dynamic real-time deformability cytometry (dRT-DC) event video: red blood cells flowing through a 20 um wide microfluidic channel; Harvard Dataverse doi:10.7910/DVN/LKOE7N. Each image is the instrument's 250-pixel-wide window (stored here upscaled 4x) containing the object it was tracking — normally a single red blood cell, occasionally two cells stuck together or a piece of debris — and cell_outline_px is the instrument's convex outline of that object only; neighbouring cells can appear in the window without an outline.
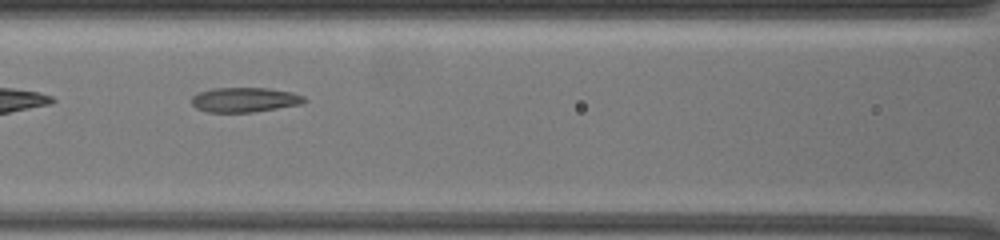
{"species": "common noctule bat (a hibernating species)", "species_latin": "Nyctalus noctula", "temperature_condition": "warm", "stored_images_in_passage": 33, "camera_frame_rate_fps": 3000, "um_per_image_px": 0.085, "animal": {"sex": "female", "body_mass_g": 19.5, "forearm_length_mm": 54.1}, "frame": {"image": 1, "passage_image": 11, "time_ms": 7.333, "image_size_px": [1000, 240], "cell_outline_px": [[308, 100], [300, 104], [252, 112], [208, 112], [196, 108], [192, 104], [192, 96], [196, 92], [212, 88], [268, 88], [292, 92], [304, 96]], "centroid_in_image_um": [20.77, 8.47], "position_along_channel_um": 145.8, "area_um2": 16.24}}
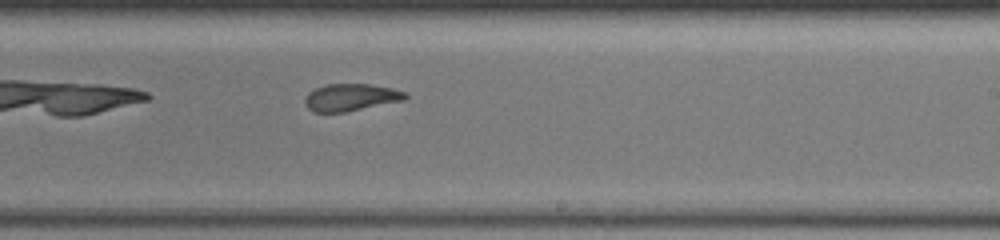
{"frame": {"image": 2, "passage_image": 18, "time_ms": 10.667, "image_size_px": [1000, 240], "cell_outline_px": [[408, 96], [404, 100], [344, 112], [312, 112], [304, 104], [304, 100], [308, 92], [316, 88], [328, 84], [368, 84], [392, 88], [408, 92]], "centroid_in_image_um": [29.81, 8.27], "position_along_channel_um": 259.2, "area_um2": 15.9}}
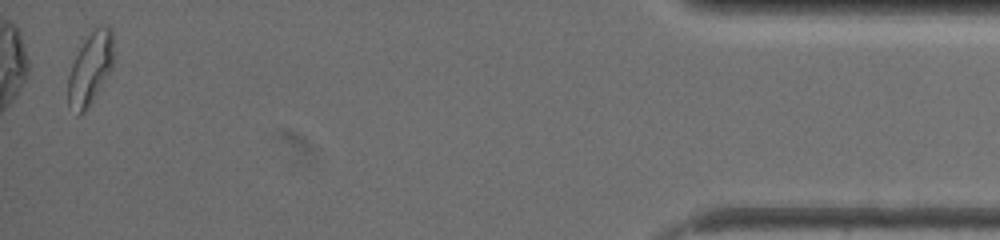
{"frame": {"image": 3, "passage_image": 32, "time_ms": 17.667, "image_size_px": [1000, 240], "cell_outline_px": [[112, 68], [84, 112], [80, 112], [68, 104], [68, 76], [72, 64], [84, 40], [100, 24], [108, 24], [112, 28]], "centroid_in_image_um": [7.68, 5.74], "position_along_channel_um": 427.5, "area_um2": 18.44}, "authors_computed_cell_mechanics": {"area_um2": 16.9932, "velocity_mm_per_s": 3.4093, "shape_relaxation_time_tau1_ms": 2.3045, "shape_relaxation_time_tau2_ms": 2.4542, "deformation_change_tau1": 0.2597, "deformation_change_tau2": 0.0813}}